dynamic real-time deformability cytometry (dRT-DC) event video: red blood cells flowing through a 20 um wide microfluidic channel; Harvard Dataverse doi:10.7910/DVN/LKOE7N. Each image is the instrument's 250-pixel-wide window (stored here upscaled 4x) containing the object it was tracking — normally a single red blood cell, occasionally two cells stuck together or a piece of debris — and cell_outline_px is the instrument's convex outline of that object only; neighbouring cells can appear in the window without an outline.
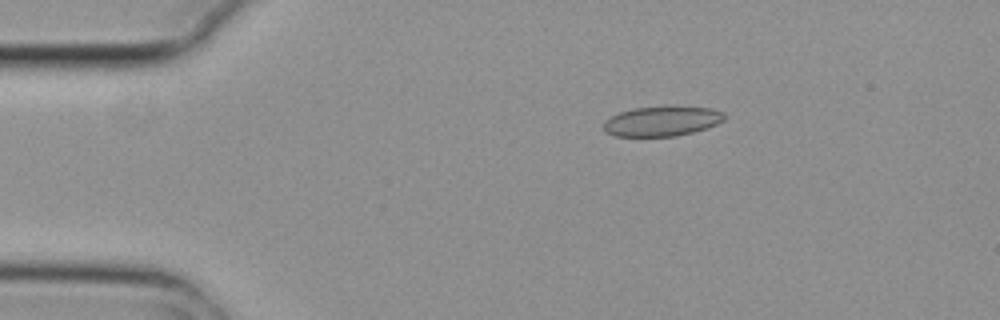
{"species": "common noctule bat (a hibernating species)", "species_latin": "Nyctalus noctula", "temperature_condition": "cold", "stored_images_in_passage": 3, "camera_frame_rate_fps": 3000, "um_per_image_px": 0.085, "animal": {"sex": "female", "body_mass_g": 29.2, "forearm_length_mm": 56.3}, "frame": {"image": 1, "passage_image": 1, "time_ms": 0.0, "image_size_px": [1000, 320], "cell_outline_px": [[728, 116], [724, 120], [716, 124], [692, 132], [676, 136], [616, 136], [604, 132], [604, 120], [620, 112], [632, 108], [712, 108], [724, 112]], "centroid_in_image_um": [56.25, 10.32], "position_along_channel_um": 28.7, "area_um2": 20.52}}